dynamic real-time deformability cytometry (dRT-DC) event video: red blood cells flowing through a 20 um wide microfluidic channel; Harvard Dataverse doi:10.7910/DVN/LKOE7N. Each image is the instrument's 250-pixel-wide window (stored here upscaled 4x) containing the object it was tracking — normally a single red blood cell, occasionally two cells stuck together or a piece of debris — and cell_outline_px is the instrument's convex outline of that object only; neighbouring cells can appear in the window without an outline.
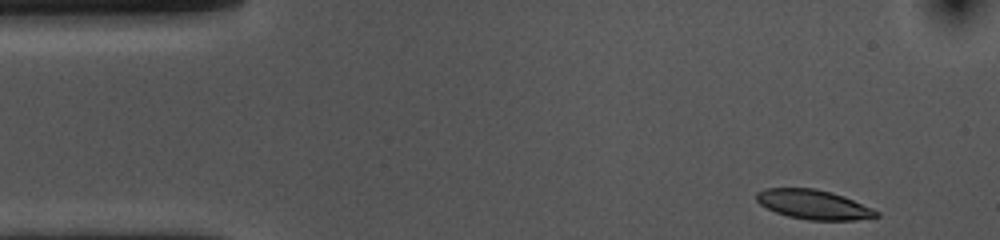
{"species": "common noctule bat (a hibernating species)", "species_latin": "Nyctalus noctula", "temperature_condition": "cold", "stored_images_in_passage": 43, "camera_frame_rate_fps": 3000, "um_per_image_px": 0.085, "animal": {"sex": "female", "body_mass_g": 10.0, "forearm_length_mm": 53.1}, "frame": {"image": 1, "passage_image": 1, "time_ms": 0.0, "image_size_px": [1000, 240], "cell_outline_px": [[880, 216], [856, 220], [808, 220], [788, 216], [776, 212], [760, 204], [756, 200], [756, 192], [768, 188], [816, 188], [832, 192], [844, 196], [872, 208], [880, 212]], "centroid_in_image_um": [69.17, 17.38], "position_along_channel_um": 15.8, "area_um2": 20.58}}
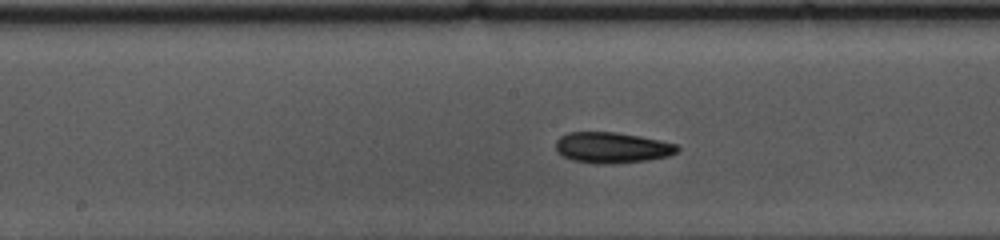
{"frame": {"image": 2, "passage_image": 23, "time_ms": 7.333, "image_size_px": [1000, 240], "cell_outline_px": [[680, 148], [676, 152], [668, 156], [648, 160], [616, 164], [596, 164], [572, 160], [556, 152], [556, 140], [560, 136], [568, 132], [616, 132], [640, 136], [660, 140], [676, 144]], "centroid_in_image_um": [52.01, 12.55], "position_along_channel_um": 196.2, "area_um2": 22.02}}
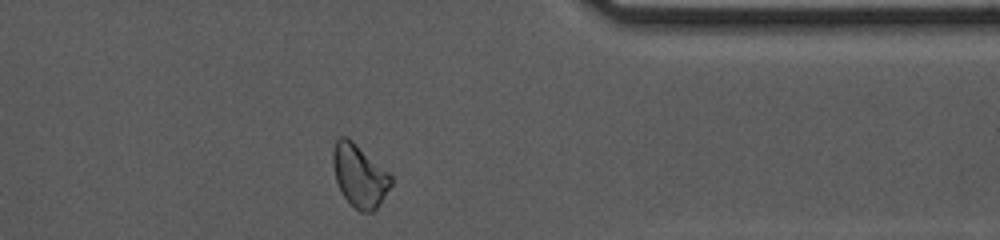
{"frame": {"image": 3, "passage_image": 40, "time_ms": 13.0, "image_size_px": [1000, 240], "cell_outline_px": [[392, 184], [376, 208], [372, 212], [360, 212], [344, 196], [336, 180], [332, 164], [332, 152], [336, 140], [340, 136], [348, 136], [388, 172], [392, 176]], "centroid_in_image_um": [30.54, 14.9], "position_along_channel_um": 380.9, "area_um2": 20.92}, "authors_computed_cell_mechanics": {"area_um2": 21.3282, "velocity_mm_per_s": 3.5336, "shape_relaxation_time_tau1_ms": 6.9865, "shape_relaxation_time_tau2_ms": 10.1243, "deformation_change_tau1": 0.1371, "deformation_change_tau2": 0.1691}}